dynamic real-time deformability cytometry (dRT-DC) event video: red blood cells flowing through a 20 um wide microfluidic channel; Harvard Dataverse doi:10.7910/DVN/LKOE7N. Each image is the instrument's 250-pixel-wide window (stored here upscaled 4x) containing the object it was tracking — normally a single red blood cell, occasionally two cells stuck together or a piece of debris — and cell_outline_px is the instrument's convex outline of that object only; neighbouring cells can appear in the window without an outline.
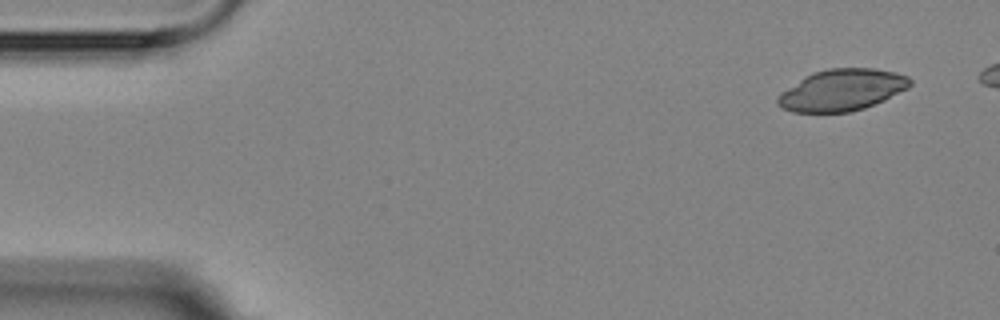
{"species": "Egyptian fruit bat (a non-hibernating species)", "species_latin": "Rousettus aegyptiacus", "temperature_condition": "room temperature", "stored_images_in_passage": 10, "camera_frame_rate_fps": 3000, "um_per_image_px": 0.085, "animal": {"sex": "female"}, "frame": {"image": 1, "passage_image": 1, "time_ms": 0.0, "image_size_px": [1000, 320], "cell_outline_px": [[912, 84], [908, 88], [884, 100], [864, 108], [848, 112], [792, 112], [776, 104], [776, 100], [780, 92], [804, 76], [812, 72], [828, 68], [876, 68], [896, 72], [908, 76], [912, 80]], "centroid_in_image_um": [71.56, 7.64], "position_along_channel_um": 13.4, "area_um2": 32.25}}